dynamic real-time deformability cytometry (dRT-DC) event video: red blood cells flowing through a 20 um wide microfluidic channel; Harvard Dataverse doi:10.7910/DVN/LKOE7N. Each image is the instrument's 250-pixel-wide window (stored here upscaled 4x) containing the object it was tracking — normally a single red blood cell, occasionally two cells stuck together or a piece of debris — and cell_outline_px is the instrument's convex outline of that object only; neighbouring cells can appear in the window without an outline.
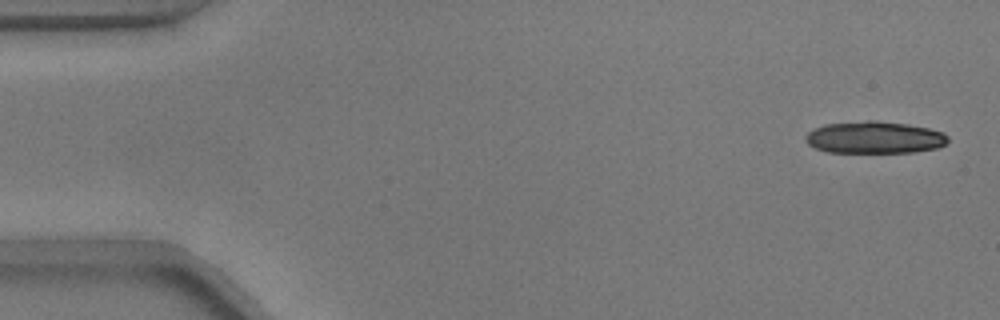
{"species": "common noctule bat (a hibernating species)", "species_latin": "Nyctalus noctula", "temperature_condition": "warm", "stored_images_in_passage": 54, "segment_of_instrument_passage": [1, 2], "camera_frame_rate_fps": 3000, "um_per_image_px": 0.085, "animal": {"sex": "male", "body_mass_g": 17.9}, "frame": {"image": 1, "passage_image": 2, "time_ms": 0.333, "image_size_px": [1000, 320], "cell_outline_px": [[948, 140], [944, 144], [936, 148], [912, 152], [828, 152], [816, 148], [808, 144], [804, 140], [804, 136], [812, 128], [824, 124], [868, 120], [876, 120], [908, 124], [928, 128], [944, 132], [948, 136]], "centroid_in_image_um": [74.29, 11.67], "position_along_channel_um": 10.7, "area_um2": 26.76}}
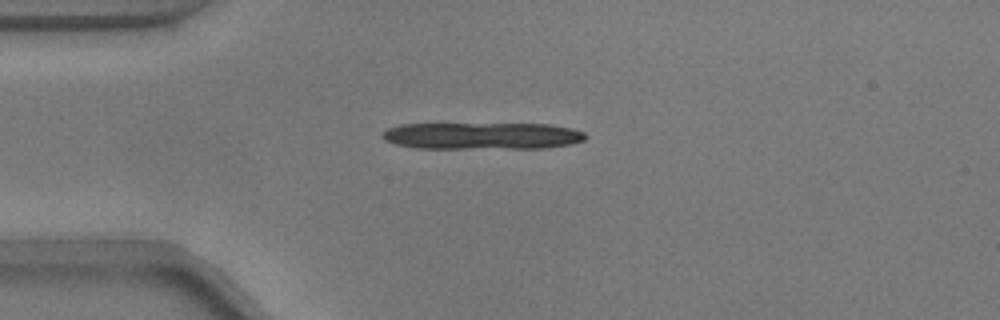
{"frame": {"image": 2, "passage_image": 13, "time_ms": 4.0, "image_size_px": [1000, 320], "cell_outline_px": [[588, 136], [584, 140], [572, 144], [544, 148], [416, 148], [396, 144], [384, 140], [380, 136], [380, 132], [388, 128], [400, 124], [548, 124], [572, 128], [584, 132]], "centroid_in_image_um": [40.97, 11.55], "position_along_channel_um": 44.0, "area_um2": 32.08}}